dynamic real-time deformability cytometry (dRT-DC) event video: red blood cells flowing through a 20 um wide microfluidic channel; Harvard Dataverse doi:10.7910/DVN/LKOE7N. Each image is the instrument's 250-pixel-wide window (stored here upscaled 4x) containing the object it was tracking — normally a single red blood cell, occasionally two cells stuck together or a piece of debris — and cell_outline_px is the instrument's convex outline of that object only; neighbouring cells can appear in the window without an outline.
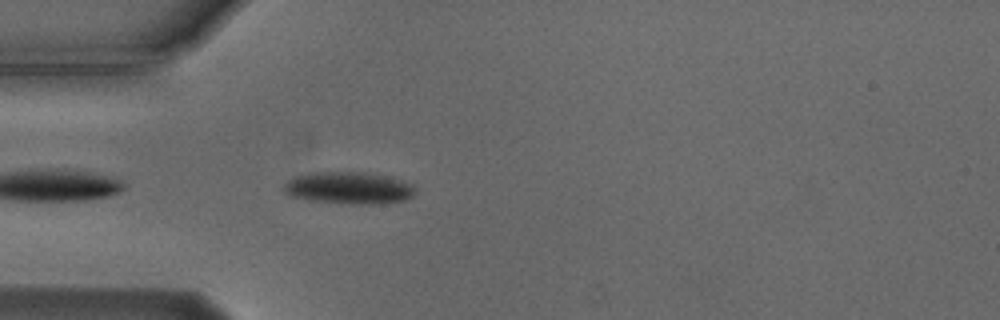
{"species": "Egyptian fruit bat (a non-hibernating species)", "species_latin": "Rousettus aegyptiacus", "temperature_condition": "cold", "stored_images_in_passage": 23, "camera_frame_rate_fps": 3000, "um_per_image_px": 0.085, "animal": {"sex": "male"}, "frame": {"image": 1, "passage_image": 2, "time_ms": 0.333, "image_size_px": [1000, 320], "cell_outline_px": [[416, 192], [412, 196], [404, 200], [376, 204], [348, 204], [308, 200], [288, 196], [284, 192], [284, 184], [292, 176], [308, 172], [364, 172], [392, 176], [412, 184], [416, 188]], "centroid_in_image_um": [29.63, 15.96], "position_along_channel_um": 55.4, "area_um2": 25.09}}
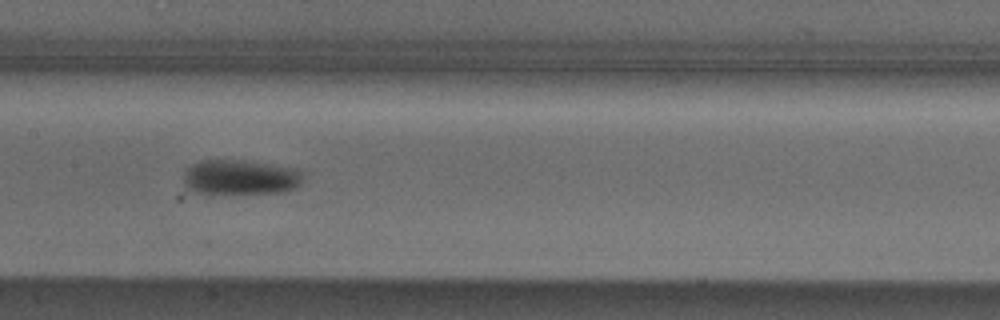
{"frame": {"image": 2, "passage_image": 13, "time_ms": 4.0, "image_size_px": [1000, 320], "cell_outline_px": [[304, 176], [300, 184], [296, 188], [280, 192], [208, 196], [184, 188], [184, 172], [192, 164], [200, 160], [240, 160], [292, 168], [300, 172]], "centroid_in_image_um": [20.34, 15.12], "position_along_channel_um": 187.1, "area_um2": 24.97}}
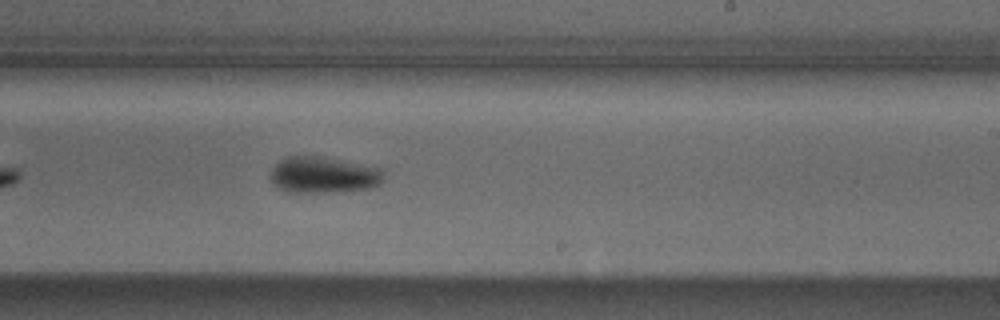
{"frame": {"image": 3, "passage_image": 19, "time_ms": 6.0, "image_size_px": [1000, 320], "cell_outline_px": [[384, 180], [380, 184], [368, 188], [332, 192], [288, 192], [276, 188], [268, 176], [272, 168], [280, 160], [288, 156], [324, 156], [384, 168]], "centroid_in_image_um": [27.49, 14.86], "position_along_channel_um": 261.5, "area_um2": 24.45}}